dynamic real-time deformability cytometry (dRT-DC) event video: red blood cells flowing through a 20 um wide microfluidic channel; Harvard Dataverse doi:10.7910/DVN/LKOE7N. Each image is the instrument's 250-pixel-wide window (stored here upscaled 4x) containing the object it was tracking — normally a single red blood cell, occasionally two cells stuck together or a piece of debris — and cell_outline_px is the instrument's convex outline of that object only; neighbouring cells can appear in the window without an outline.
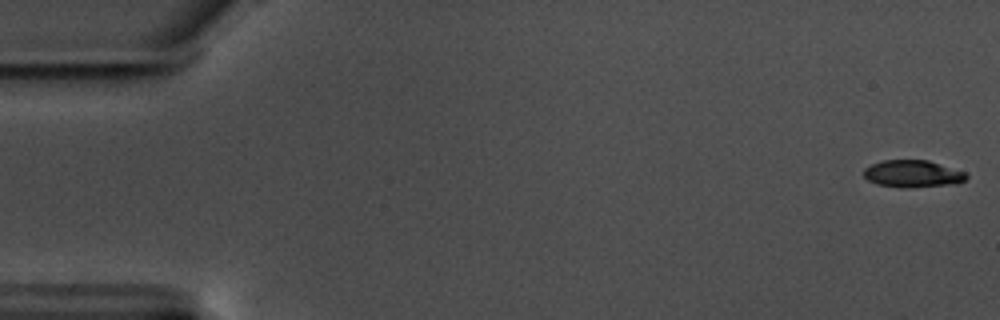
{"species": "common noctule bat (a hibernating species)", "species_latin": "Nyctalus noctula", "temperature_condition": "warm", "stored_images_in_passage": 58, "camera_frame_rate_fps": 3000, "um_per_image_px": 0.085, "animal": {"sex": "male", "body_mass_g": 17.5, "forearm_length_mm": 52.3}, "frame": {"image": 1, "passage_image": 1, "time_ms": 0.0, "image_size_px": [1000, 320], "cell_outline_px": [[968, 176], [964, 180], [956, 184], [904, 188], [876, 184], [868, 180], [864, 176], [864, 168], [872, 164], [884, 160], [928, 160], [964, 172]], "centroid_in_image_um": [77.56, 14.77], "position_along_channel_um": 7.4, "area_um2": 16.13}}
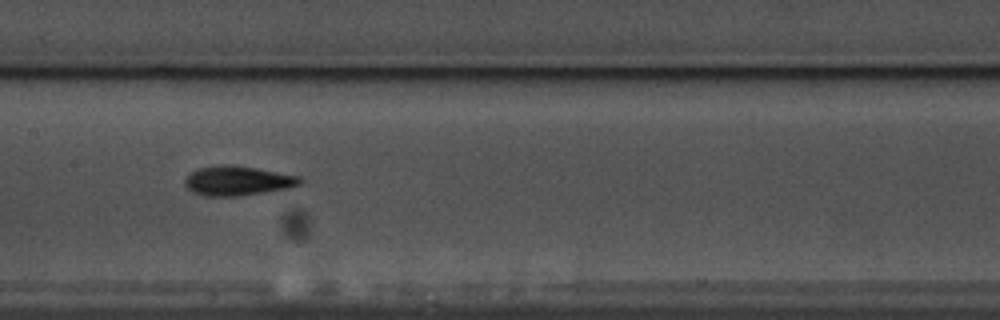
{"frame": {"image": 2, "passage_image": 29, "time_ms": 9.333, "image_size_px": [1000, 320], "cell_outline_px": [[304, 180], [300, 184], [288, 188], [264, 192], [236, 196], [204, 196], [192, 192], [184, 184], [184, 180], [192, 172], [200, 168], [224, 164], [232, 164], [256, 168], [300, 176]], "centroid_in_image_um": [20.21, 15.36], "position_along_channel_um": 187.2, "area_um2": 19.71}}
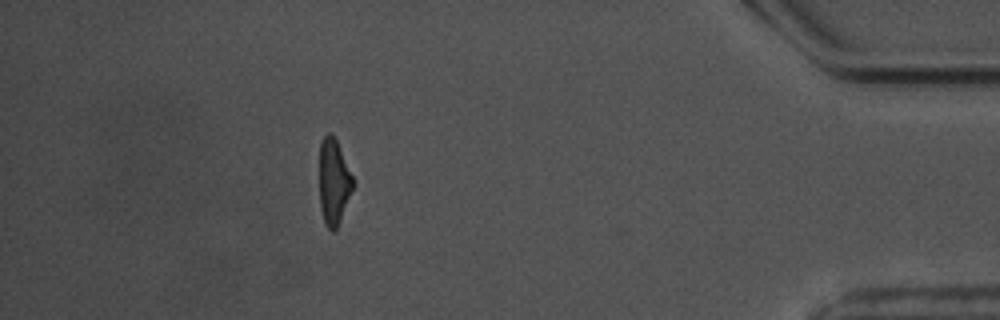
{"frame": {"image": 3, "passage_image": 52, "time_ms": 17.0, "image_size_px": [1000, 320], "cell_outline_px": [[352, 188], [340, 220], [336, 228], [332, 232], [324, 224], [320, 208], [320, 140], [328, 132], [332, 132], [336, 140], [352, 176]], "centroid_in_image_um": [28.33, 15.44], "position_along_channel_um": 406.9, "area_um2": 16.36}, "authors_computed_cell_mechanics": {"area_um2": 17.7446, "velocity_mm_per_s": 3.5406, "shape_relaxation_time_tau1_ms": 3.1156, "shape_relaxation_time_tau2_ms": 3.1145, "deformation_change_tau1": 0.1451, "deformation_change_tau2": 0.1063}}